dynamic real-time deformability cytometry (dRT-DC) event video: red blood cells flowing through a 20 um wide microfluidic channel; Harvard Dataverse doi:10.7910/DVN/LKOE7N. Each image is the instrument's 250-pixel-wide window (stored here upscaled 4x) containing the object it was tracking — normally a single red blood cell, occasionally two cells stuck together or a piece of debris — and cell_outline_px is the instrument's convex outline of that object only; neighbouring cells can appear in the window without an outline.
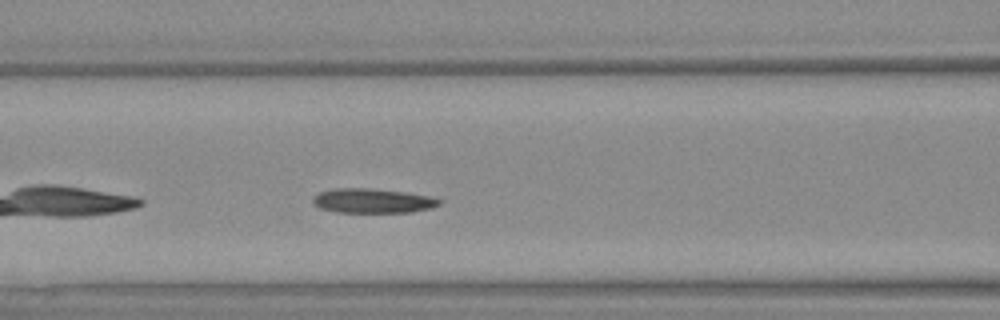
{"species": "Egyptian fruit bat (a non-hibernating species)", "species_latin": "Rousettus aegyptiacus", "temperature_condition": "warm", "stored_images_in_passage": 34, "camera_frame_rate_fps": 3000, "um_per_image_px": 0.085, "animal": {"sex": "female"}, "frame": {"image": 1, "passage_image": 6, "time_ms": 1.667, "image_size_px": [1000, 320], "cell_outline_px": [[444, 200], [440, 204], [432, 208], [412, 212], [336, 212], [320, 208], [312, 204], [312, 200], [320, 192], [336, 188], [368, 188], [404, 192], [428, 196]], "centroid_in_image_um": [31.69, 17.07], "position_along_channel_um": 134.9, "area_um2": 17.98}}
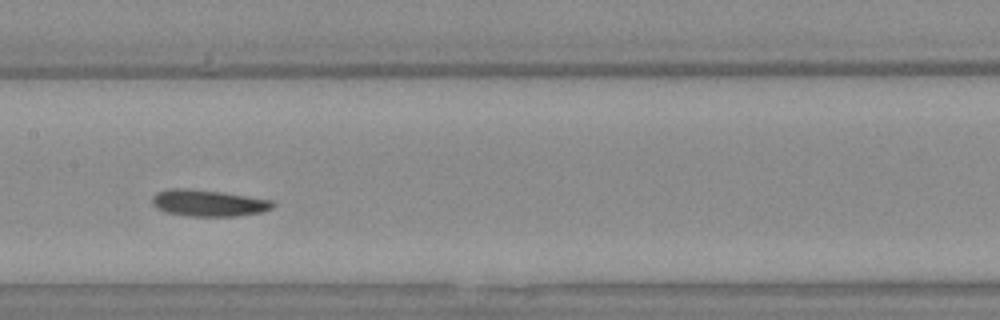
{"frame": {"image": 2, "passage_image": 10, "time_ms": 3.0, "image_size_px": [1000, 320], "cell_outline_px": [[276, 204], [272, 208], [264, 212], [236, 216], [184, 216], [164, 212], [156, 208], [152, 204], [152, 196], [156, 192], [168, 188], [192, 188], [220, 192], [272, 200]], "centroid_in_image_um": [17.67, 17.26], "position_along_channel_um": 189.7, "area_um2": 18.96}}
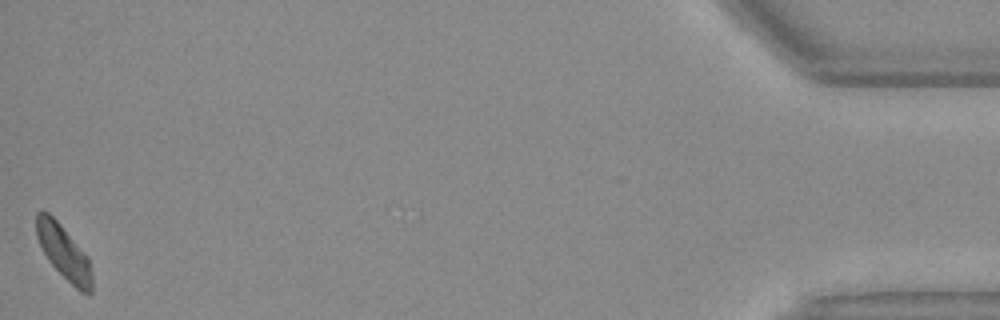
{"frame": {"image": 3, "passage_image": 34, "time_ms": 11.0, "image_size_px": [1000, 320], "cell_outline_px": [[92, 292], [88, 296], [80, 292], [48, 260], [36, 236], [36, 212], [48, 212], [60, 224], [84, 252], [88, 260], [92, 276]], "centroid_in_image_um": [5.43, 21.46], "position_along_channel_um": 429.8, "area_um2": 17.11}}